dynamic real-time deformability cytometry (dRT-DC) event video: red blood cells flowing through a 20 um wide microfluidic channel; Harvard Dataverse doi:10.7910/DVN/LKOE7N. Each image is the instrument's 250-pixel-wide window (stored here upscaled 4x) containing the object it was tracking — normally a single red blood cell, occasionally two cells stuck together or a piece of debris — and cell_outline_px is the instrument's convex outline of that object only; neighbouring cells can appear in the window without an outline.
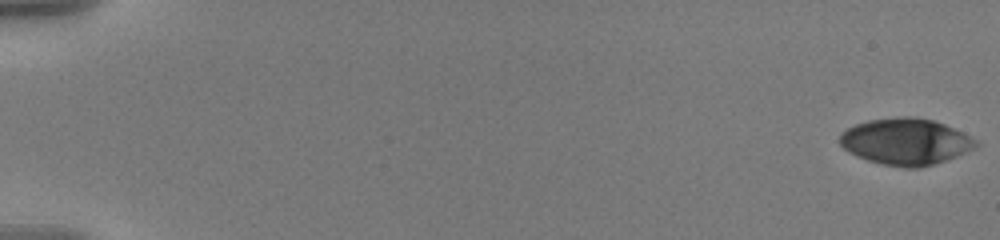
{"species": "human", "species_latin": "Homo sapiens", "temperature_condition": "warm", "stored_images_in_passage": 58, "camera_frame_rate_fps": 3000, "um_per_image_px": 0.085, "donor": {"sex": "male"}, "frame": {"image": 1, "passage_image": 1, "time_ms": 0.0, "image_size_px": [1000, 240], "cell_outline_px": [[980, 144], [976, 148], [956, 156], [920, 168], [904, 168], [880, 164], [856, 156], [848, 152], [840, 144], [840, 132], [856, 124], [868, 120], [900, 116], [916, 116], [932, 120], [944, 124], [976, 140]], "centroid_in_image_um": [76.95, 12.04], "position_along_channel_um": 8.0, "area_um2": 36.82}}
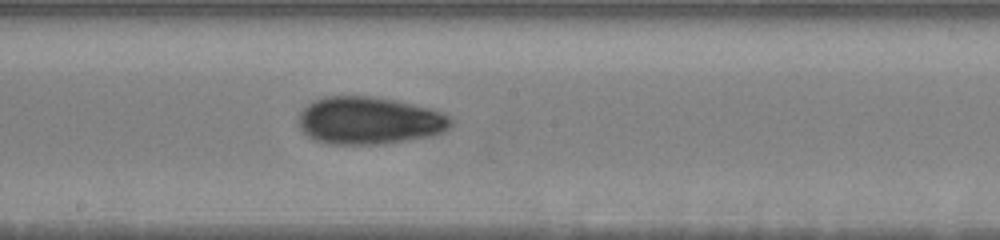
{"frame": {"image": 2, "passage_image": 34, "time_ms": 11.0, "image_size_px": [1000, 240], "cell_outline_px": [[456, 120], [444, 132], [432, 136], [380, 144], [328, 144], [312, 140], [300, 128], [296, 120], [300, 112], [308, 104], [324, 96], [372, 96], [396, 100], [432, 108], [452, 116]], "centroid_in_image_um": [31.41, 10.25], "position_along_channel_um": 216.8, "area_um2": 42.77}}
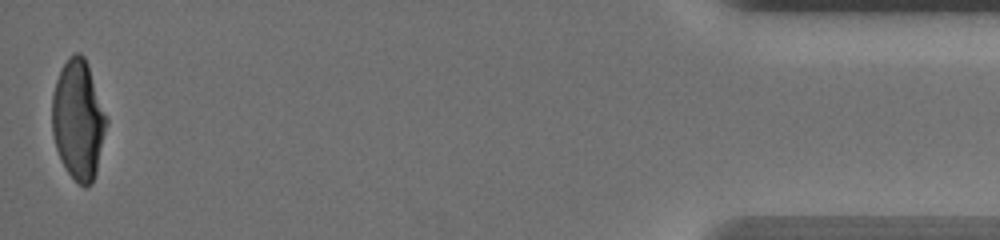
{"frame": {"image": 3, "passage_image": 58, "time_ms": 19.0, "image_size_px": [1000, 240], "cell_outline_px": [[108, 120], [96, 172], [92, 184], [84, 188], [68, 172], [56, 148], [52, 132], [52, 96], [56, 80], [60, 68], [68, 56], [76, 52], [80, 52], [84, 56], [88, 64]], "centroid_in_image_um": [6.65, 10.14], "position_along_channel_um": 428.6, "area_um2": 37.8}, "authors_computed_cell_mechanics": {"area_um2": 38.8127, "velocity_mm_per_s": 3.5882, "shape_relaxation_time_tau1_ms": 7.5336, "shape_relaxation_time_tau2_ms": 3.218, "deformation_change_tau1": 0.2361, "deformation_change_tau2": 0.0743}}